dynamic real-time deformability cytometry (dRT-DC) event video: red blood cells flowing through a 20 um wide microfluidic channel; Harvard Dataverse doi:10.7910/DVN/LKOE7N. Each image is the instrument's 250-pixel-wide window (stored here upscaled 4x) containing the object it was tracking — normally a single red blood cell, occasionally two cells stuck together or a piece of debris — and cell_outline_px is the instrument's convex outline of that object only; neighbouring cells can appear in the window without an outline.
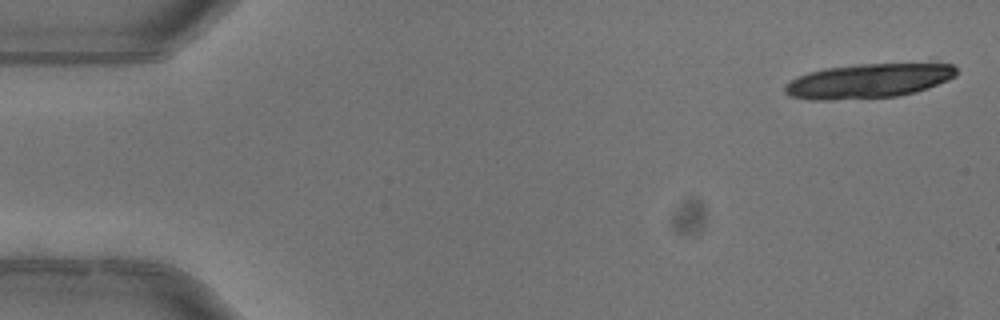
{"species": "common noctule bat (a hibernating species)", "species_latin": "Nyctalus noctula", "temperature_condition": "warm", "stored_images_in_passage": 6, "camera_frame_rate_fps": 3000, "um_per_image_px": 0.085, "animal": {"sex": "female"}, "frame": {"image": 1, "passage_image": 1, "time_ms": 0.0, "image_size_px": [1000, 320], "cell_outline_px": [[956, 76], [948, 80], [928, 88], [916, 92], [896, 96], [832, 100], [808, 100], [788, 96], [784, 92], [784, 84], [808, 72], [824, 68], [856, 64], [932, 60], [952, 64], [956, 68]], "centroid_in_image_um": [73.91, 6.83], "position_along_channel_um": 11.1, "area_um2": 35.78}}
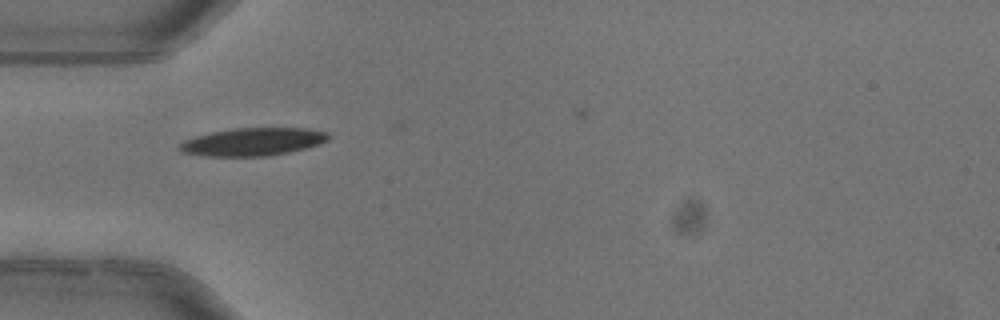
{"frame": {"image": 2, "passage_image": 4, "time_ms": 1.0, "image_size_px": [1000, 320], "cell_outline_px": [[328, 140], [320, 144], [288, 152], [268, 156], [208, 156], [180, 152], [176, 148], [176, 144], [184, 140], [196, 136], [212, 132], [236, 128], [308, 128], [328, 132]], "centroid_in_image_um": [21.45, 12.05], "position_along_channel_um": 63.6, "area_um2": 24.22}}